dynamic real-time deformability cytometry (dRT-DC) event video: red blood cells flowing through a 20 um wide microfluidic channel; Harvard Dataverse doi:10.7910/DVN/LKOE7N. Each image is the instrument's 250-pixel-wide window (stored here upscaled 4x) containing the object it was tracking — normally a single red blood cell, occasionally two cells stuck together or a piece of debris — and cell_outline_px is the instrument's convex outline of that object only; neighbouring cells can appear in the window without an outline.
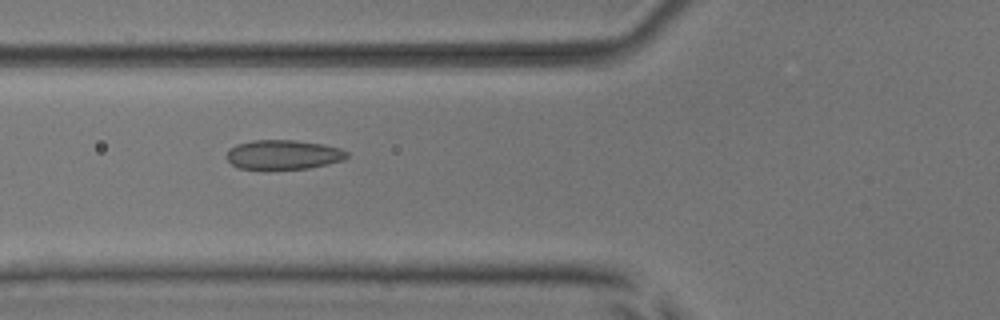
{"species": "common noctule bat (a hibernating species)", "species_latin": "Nyctalus noctula", "temperature_condition": "room temperature", "stored_images_in_passage": 39, "camera_frame_rate_fps": 3000, "um_per_image_px": 0.085, "animal": {"sex": "male", "body_mass_g": 17.9, "forearm_length_mm": 54.2}, "frame": {"image": 1, "passage_image": 7, "time_ms": 2.0, "image_size_px": [1000, 320], "cell_outline_px": [[348, 156], [344, 160], [328, 164], [308, 168], [240, 168], [232, 164], [224, 156], [228, 148], [236, 144], [252, 140], [292, 140], [324, 144], [340, 148], [348, 152]], "centroid_in_image_um": [24.07, 13.12], "position_along_channel_um": 101.7, "area_um2": 20.58}}
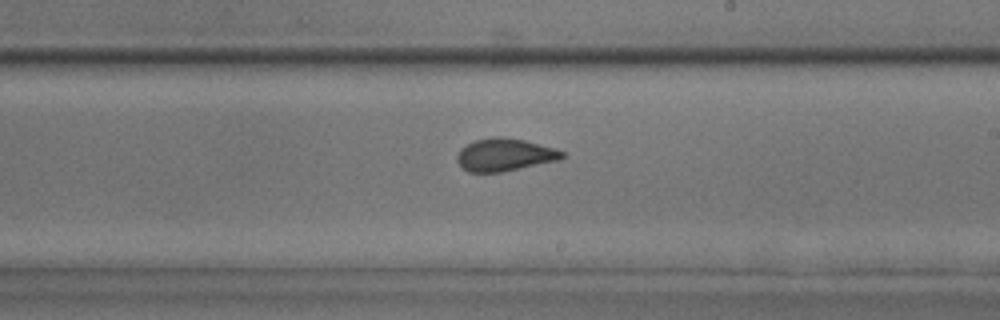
{"frame": {"image": 2, "passage_image": 18, "time_ms": 5.667, "image_size_px": [1000, 320], "cell_outline_px": [[564, 156], [560, 160], [504, 172], [468, 172], [460, 168], [456, 160], [456, 156], [460, 148], [476, 140], [496, 136], [504, 136], [524, 140], [556, 148], [564, 152]], "centroid_in_image_um": [42.89, 13.16], "position_along_channel_um": 246.1, "area_um2": 20.29}}
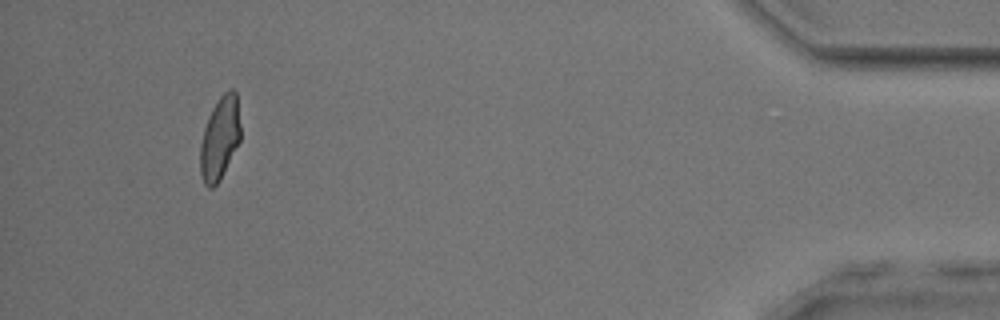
{"frame": {"image": 3, "passage_image": 36, "time_ms": 11.667, "image_size_px": [1000, 320], "cell_outline_px": [[240, 140], [220, 180], [212, 188], [208, 188], [204, 184], [200, 172], [200, 144], [204, 128], [208, 116], [212, 108], [220, 96], [228, 88], [232, 88], [236, 92], [240, 124]], "centroid_in_image_um": [18.67, 11.74], "position_along_channel_um": 416.5, "area_um2": 19.54}, "authors_computed_cell_mechanics": {"area_um2": 19.8832, "velocity_mm_per_s": 3.9441, "shape_relaxation_time_tau1_ms": 5.9367, "shape_relaxation_time_tau2_ms": 0.8445, "deformation_change_tau1": 0.1484, "deformation_change_tau2": 0.0618}}